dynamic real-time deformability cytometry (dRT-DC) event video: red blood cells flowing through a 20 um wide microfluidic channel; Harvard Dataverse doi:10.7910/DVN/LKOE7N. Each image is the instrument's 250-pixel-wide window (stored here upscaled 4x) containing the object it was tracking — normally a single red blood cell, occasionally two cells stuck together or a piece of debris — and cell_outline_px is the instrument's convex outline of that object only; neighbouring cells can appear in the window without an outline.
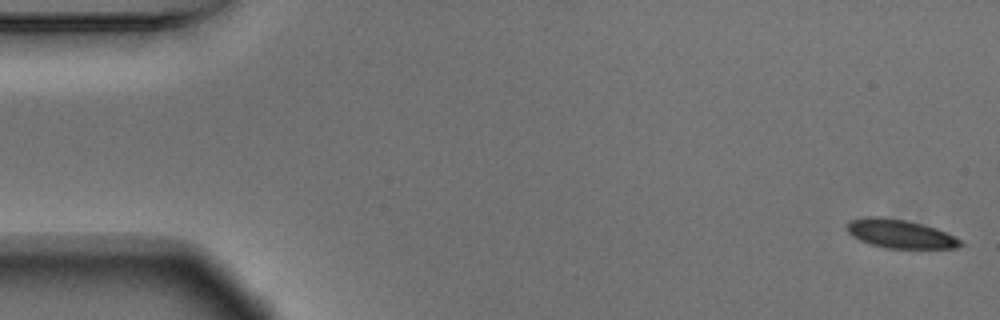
{"species": "Egyptian fruit bat (a non-hibernating species)", "species_latin": "Rousettus aegyptiacus", "temperature_condition": "warm", "stored_images_in_passage": 55, "camera_frame_rate_fps": 3000, "um_per_image_px": 0.085, "animal": {"sex": "male"}, "frame": {"image": 1, "passage_image": 1, "time_ms": 0.0, "image_size_px": [1000, 320], "cell_outline_px": [[964, 244], [956, 248], [884, 248], [868, 244], [852, 236], [848, 232], [848, 220], [864, 216], [884, 216], [908, 220], [936, 228], [960, 240]], "centroid_in_image_um": [76.45, 19.86], "position_along_channel_um": 8.5, "area_um2": 19.07}}
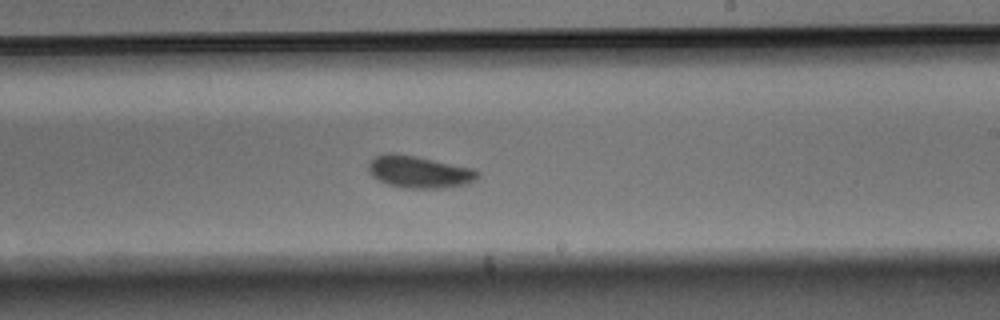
{"frame": {"image": 2, "passage_image": 32, "time_ms": 10.333, "image_size_px": [1000, 320], "cell_outline_px": [[480, 176], [468, 184], [440, 188], [404, 188], [388, 184], [372, 176], [368, 172], [368, 164], [376, 156], [388, 152], [396, 152], [476, 168], [480, 172]], "centroid_in_image_um": [35.66, 14.59], "position_along_channel_um": 253.3, "area_um2": 20.69}}
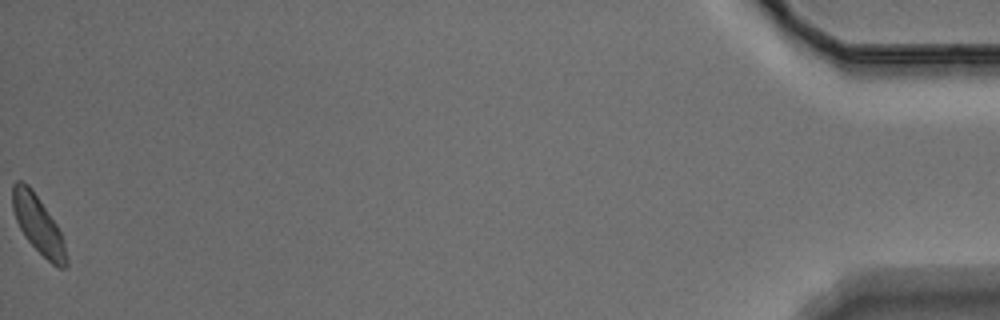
{"frame": {"image": 3, "passage_image": 55, "time_ms": 18.0, "image_size_px": [1000, 320], "cell_outline_px": [[68, 268], [60, 268], [52, 264], [28, 240], [20, 228], [16, 220], [12, 208], [12, 184], [16, 180], [20, 180], [28, 184], [32, 188], [56, 224], [64, 240], [68, 260]], "centroid_in_image_um": [3.25, 19.08], "position_along_channel_um": 432.0, "area_um2": 18.03}, "authors_computed_cell_mechanics": {"area_um2": 19.7676, "velocity_mm_per_s": 3.6592, "shape_relaxation_time_tau1_ms": 2.0855, "shape_relaxation_time_tau2_ms": 1.1289, "deformation_change_tau1": 0.0752, "deformation_change_tau2": 0.0658}}